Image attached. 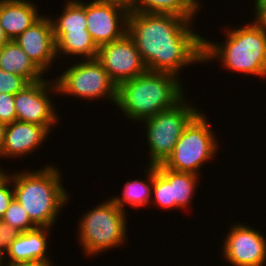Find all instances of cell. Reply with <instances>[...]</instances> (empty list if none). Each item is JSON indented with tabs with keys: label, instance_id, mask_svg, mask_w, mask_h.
<instances>
[{
	"label": "cell",
	"instance_id": "cell-1",
	"mask_svg": "<svg viewBox=\"0 0 266 266\" xmlns=\"http://www.w3.org/2000/svg\"><path fill=\"white\" fill-rule=\"evenodd\" d=\"M194 21L173 14L132 11L127 33L149 71L179 77L185 66L204 64V37L191 26Z\"/></svg>",
	"mask_w": 266,
	"mask_h": 266
},
{
	"label": "cell",
	"instance_id": "cell-2",
	"mask_svg": "<svg viewBox=\"0 0 266 266\" xmlns=\"http://www.w3.org/2000/svg\"><path fill=\"white\" fill-rule=\"evenodd\" d=\"M182 80L170 73L147 70L117 86L115 105L130 122L140 123L159 112L175 107L186 97Z\"/></svg>",
	"mask_w": 266,
	"mask_h": 266
},
{
	"label": "cell",
	"instance_id": "cell-3",
	"mask_svg": "<svg viewBox=\"0 0 266 266\" xmlns=\"http://www.w3.org/2000/svg\"><path fill=\"white\" fill-rule=\"evenodd\" d=\"M13 182L14 198L37 227L53 228L58 214L69 202L59 167L44 165L34 171L7 172Z\"/></svg>",
	"mask_w": 266,
	"mask_h": 266
},
{
	"label": "cell",
	"instance_id": "cell-4",
	"mask_svg": "<svg viewBox=\"0 0 266 266\" xmlns=\"http://www.w3.org/2000/svg\"><path fill=\"white\" fill-rule=\"evenodd\" d=\"M247 23L237 28L230 26L226 29L229 26H225V43H214L204 38V63L216 59L229 72L259 76L266 80V28L255 18Z\"/></svg>",
	"mask_w": 266,
	"mask_h": 266
},
{
	"label": "cell",
	"instance_id": "cell-5",
	"mask_svg": "<svg viewBox=\"0 0 266 266\" xmlns=\"http://www.w3.org/2000/svg\"><path fill=\"white\" fill-rule=\"evenodd\" d=\"M127 217L111 198L83 213L77 233L84 254L95 257L127 242Z\"/></svg>",
	"mask_w": 266,
	"mask_h": 266
},
{
	"label": "cell",
	"instance_id": "cell-6",
	"mask_svg": "<svg viewBox=\"0 0 266 266\" xmlns=\"http://www.w3.org/2000/svg\"><path fill=\"white\" fill-rule=\"evenodd\" d=\"M204 114L200 112L185 128L173 152L162 164L165 168L200 175L201 167L215 158L219 145L210 121Z\"/></svg>",
	"mask_w": 266,
	"mask_h": 266
},
{
	"label": "cell",
	"instance_id": "cell-7",
	"mask_svg": "<svg viewBox=\"0 0 266 266\" xmlns=\"http://www.w3.org/2000/svg\"><path fill=\"white\" fill-rule=\"evenodd\" d=\"M186 97L175 107L142 120L149 149V165L163 164L189 123L203 110L188 104Z\"/></svg>",
	"mask_w": 266,
	"mask_h": 266
},
{
	"label": "cell",
	"instance_id": "cell-8",
	"mask_svg": "<svg viewBox=\"0 0 266 266\" xmlns=\"http://www.w3.org/2000/svg\"><path fill=\"white\" fill-rule=\"evenodd\" d=\"M58 94L95 100L107 98L113 105L117 100V85L110 79L102 64L95 59L78 61L54 80Z\"/></svg>",
	"mask_w": 266,
	"mask_h": 266
},
{
	"label": "cell",
	"instance_id": "cell-9",
	"mask_svg": "<svg viewBox=\"0 0 266 266\" xmlns=\"http://www.w3.org/2000/svg\"><path fill=\"white\" fill-rule=\"evenodd\" d=\"M50 92L51 95H58V88L54 79L50 81L47 78L29 83L18 91L14 95L17 120L45 126L49 131H53L59 117Z\"/></svg>",
	"mask_w": 266,
	"mask_h": 266
},
{
	"label": "cell",
	"instance_id": "cell-10",
	"mask_svg": "<svg viewBox=\"0 0 266 266\" xmlns=\"http://www.w3.org/2000/svg\"><path fill=\"white\" fill-rule=\"evenodd\" d=\"M198 181L200 183V175L167 169L162 164L153 165L152 196L155 198L152 197L151 203L160 209L185 211L191 207Z\"/></svg>",
	"mask_w": 266,
	"mask_h": 266
},
{
	"label": "cell",
	"instance_id": "cell-11",
	"mask_svg": "<svg viewBox=\"0 0 266 266\" xmlns=\"http://www.w3.org/2000/svg\"><path fill=\"white\" fill-rule=\"evenodd\" d=\"M236 223L223 239L222 258L232 266L266 265V235L257 228Z\"/></svg>",
	"mask_w": 266,
	"mask_h": 266
},
{
	"label": "cell",
	"instance_id": "cell-12",
	"mask_svg": "<svg viewBox=\"0 0 266 266\" xmlns=\"http://www.w3.org/2000/svg\"><path fill=\"white\" fill-rule=\"evenodd\" d=\"M96 59L117 86L148 70L128 33L116 41L101 45L98 48Z\"/></svg>",
	"mask_w": 266,
	"mask_h": 266
},
{
	"label": "cell",
	"instance_id": "cell-13",
	"mask_svg": "<svg viewBox=\"0 0 266 266\" xmlns=\"http://www.w3.org/2000/svg\"><path fill=\"white\" fill-rule=\"evenodd\" d=\"M129 12L119 6L98 2H86L87 31L100 47L116 41L127 33Z\"/></svg>",
	"mask_w": 266,
	"mask_h": 266
},
{
	"label": "cell",
	"instance_id": "cell-14",
	"mask_svg": "<svg viewBox=\"0 0 266 266\" xmlns=\"http://www.w3.org/2000/svg\"><path fill=\"white\" fill-rule=\"evenodd\" d=\"M14 41L45 75L46 72H50L57 55L53 26L49 15H43Z\"/></svg>",
	"mask_w": 266,
	"mask_h": 266
},
{
	"label": "cell",
	"instance_id": "cell-15",
	"mask_svg": "<svg viewBox=\"0 0 266 266\" xmlns=\"http://www.w3.org/2000/svg\"><path fill=\"white\" fill-rule=\"evenodd\" d=\"M51 229L37 227L23 233L7 235L4 245V262L53 263L47 255L49 248L47 240H49Z\"/></svg>",
	"mask_w": 266,
	"mask_h": 266
},
{
	"label": "cell",
	"instance_id": "cell-16",
	"mask_svg": "<svg viewBox=\"0 0 266 266\" xmlns=\"http://www.w3.org/2000/svg\"><path fill=\"white\" fill-rule=\"evenodd\" d=\"M50 133L45 126L34 123L16 120L7 124L1 158L11 160L12 158L19 157L20 159V157L24 156L25 158V156L31 155L40 148L42 143L46 142Z\"/></svg>",
	"mask_w": 266,
	"mask_h": 266
},
{
	"label": "cell",
	"instance_id": "cell-17",
	"mask_svg": "<svg viewBox=\"0 0 266 266\" xmlns=\"http://www.w3.org/2000/svg\"><path fill=\"white\" fill-rule=\"evenodd\" d=\"M29 0H0V25L9 40H14L43 15Z\"/></svg>",
	"mask_w": 266,
	"mask_h": 266
},
{
	"label": "cell",
	"instance_id": "cell-18",
	"mask_svg": "<svg viewBox=\"0 0 266 266\" xmlns=\"http://www.w3.org/2000/svg\"><path fill=\"white\" fill-rule=\"evenodd\" d=\"M0 68L23 77L28 83H34L45 78V73L14 40H9L0 48Z\"/></svg>",
	"mask_w": 266,
	"mask_h": 266
},
{
	"label": "cell",
	"instance_id": "cell-19",
	"mask_svg": "<svg viewBox=\"0 0 266 266\" xmlns=\"http://www.w3.org/2000/svg\"><path fill=\"white\" fill-rule=\"evenodd\" d=\"M58 59L64 56H78L82 60L95 59L98 46L89 32L53 31ZM61 56V57H59Z\"/></svg>",
	"mask_w": 266,
	"mask_h": 266
},
{
	"label": "cell",
	"instance_id": "cell-20",
	"mask_svg": "<svg viewBox=\"0 0 266 266\" xmlns=\"http://www.w3.org/2000/svg\"><path fill=\"white\" fill-rule=\"evenodd\" d=\"M144 174L147 175L145 179H133L125 182L123 186L122 195L117 197H110L112 201L126 212V206L133 208L146 207L151 204L152 187H153V165H147L144 169ZM147 178V179H146Z\"/></svg>",
	"mask_w": 266,
	"mask_h": 266
},
{
	"label": "cell",
	"instance_id": "cell-21",
	"mask_svg": "<svg viewBox=\"0 0 266 266\" xmlns=\"http://www.w3.org/2000/svg\"><path fill=\"white\" fill-rule=\"evenodd\" d=\"M132 11L173 14L193 20L199 9L190 0H134Z\"/></svg>",
	"mask_w": 266,
	"mask_h": 266
},
{
	"label": "cell",
	"instance_id": "cell-22",
	"mask_svg": "<svg viewBox=\"0 0 266 266\" xmlns=\"http://www.w3.org/2000/svg\"><path fill=\"white\" fill-rule=\"evenodd\" d=\"M65 0L60 15L50 16L53 31L88 32L86 23V1Z\"/></svg>",
	"mask_w": 266,
	"mask_h": 266
},
{
	"label": "cell",
	"instance_id": "cell-23",
	"mask_svg": "<svg viewBox=\"0 0 266 266\" xmlns=\"http://www.w3.org/2000/svg\"><path fill=\"white\" fill-rule=\"evenodd\" d=\"M7 235L33 230L37 226L30 220L26 210L13 198L1 218Z\"/></svg>",
	"mask_w": 266,
	"mask_h": 266
},
{
	"label": "cell",
	"instance_id": "cell-24",
	"mask_svg": "<svg viewBox=\"0 0 266 266\" xmlns=\"http://www.w3.org/2000/svg\"><path fill=\"white\" fill-rule=\"evenodd\" d=\"M29 84L23 77L0 68V93L15 95Z\"/></svg>",
	"mask_w": 266,
	"mask_h": 266
},
{
	"label": "cell",
	"instance_id": "cell-25",
	"mask_svg": "<svg viewBox=\"0 0 266 266\" xmlns=\"http://www.w3.org/2000/svg\"><path fill=\"white\" fill-rule=\"evenodd\" d=\"M17 120L14 95L0 93V122L10 124Z\"/></svg>",
	"mask_w": 266,
	"mask_h": 266
},
{
	"label": "cell",
	"instance_id": "cell-26",
	"mask_svg": "<svg viewBox=\"0 0 266 266\" xmlns=\"http://www.w3.org/2000/svg\"><path fill=\"white\" fill-rule=\"evenodd\" d=\"M13 198H14L13 182L6 175L0 181V219L3 217L5 211L7 210Z\"/></svg>",
	"mask_w": 266,
	"mask_h": 266
},
{
	"label": "cell",
	"instance_id": "cell-27",
	"mask_svg": "<svg viewBox=\"0 0 266 266\" xmlns=\"http://www.w3.org/2000/svg\"><path fill=\"white\" fill-rule=\"evenodd\" d=\"M96 1L119 6L127 10L129 13L132 12V6L134 3V0H96Z\"/></svg>",
	"mask_w": 266,
	"mask_h": 266
},
{
	"label": "cell",
	"instance_id": "cell-28",
	"mask_svg": "<svg viewBox=\"0 0 266 266\" xmlns=\"http://www.w3.org/2000/svg\"><path fill=\"white\" fill-rule=\"evenodd\" d=\"M3 266H54V264L45 262H4Z\"/></svg>",
	"mask_w": 266,
	"mask_h": 266
},
{
	"label": "cell",
	"instance_id": "cell-29",
	"mask_svg": "<svg viewBox=\"0 0 266 266\" xmlns=\"http://www.w3.org/2000/svg\"><path fill=\"white\" fill-rule=\"evenodd\" d=\"M252 2H254L253 18H255L266 7V0H254Z\"/></svg>",
	"mask_w": 266,
	"mask_h": 266
},
{
	"label": "cell",
	"instance_id": "cell-30",
	"mask_svg": "<svg viewBox=\"0 0 266 266\" xmlns=\"http://www.w3.org/2000/svg\"><path fill=\"white\" fill-rule=\"evenodd\" d=\"M255 19L266 28V7L255 17Z\"/></svg>",
	"mask_w": 266,
	"mask_h": 266
},
{
	"label": "cell",
	"instance_id": "cell-31",
	"mask_svg": "<svg viewBox=\"0 0 266 266\" xmlns=\"http://www.w3.org/2000/svg\"><path fill=\"white\" fill-rule=\"evenodd\" d=\"M5 128H6V124L0 122V159H1V152H2V148L4 144Z\"/></svg>",
	"mask_w": 266,
	"mask_h": 266
},
{
	"label": "cell",
	"instance_id": "cell-32",
	"mask_svg": "<svg viewBox=\"0 0 266 266\" xmlns=\"http://www.w3.org/2000/svg\"><path fill=\"white\" fill-rule=\"evenodd\" d=\"M7 234L4 231L3 223L0 219V246H4L6 242Z\"/></svg>",
	"mask_w": 266,
	"mask_h": 266
},
{
	"label": "cell",
	"instance_id": "cell-33",
	"mask_svg": "<svg viewBox=\"0 0 266 266\" xmlns=\"http://www.w3.org/2000/svg\"><path fill=\"white\" fill-rule=\"evenodd\" d=\"M9 41L8 37L6 36L4 30L0 25V48Z\"/></svg>",
	"mask_w": 266,
	"mask_h": 266
},
{
	"label": "cell",
	"instance_id": "cell-34",
	"mask_svg": "<svg viewBox=\"0 0 266 266\" xmlns=\"http://www.w3.org/2000/svg\"><path fill=\"white\" fill-rule=\"evenodd\" d=\"M4 265V246H0V266Z\"/></svg>",
	"mask_w": 266,
	"mask_h": 266
},
{
	"label": "cell",
	"instance_id": "cell-35",
	"mask_svg": "<svg viewBox=\"0 0 266 266\" xmlns=\"http://www.w3.org/2000/svg\"><path fill=\"white\" fill-rule=\"evenodd\" d=\"M190 1L200 10L201 8L200 4H202V2H199V1L201 0H190Z\"/></svg>",
	"mask_w": 266,
	"mask_h": 266
},
{
	"label": "cell",
	"instance_id": "cell-36",
	"mask_svg": "<svg viewBox=\"0 0 266 266\" xmlns=\"http://www.w3.org/2000/svg\"><path fill=\"white\" fill-rule=\"evenodd\" d=\"M7 175V172L0 167V181Z\"/></svg>",
	"mask_w": 266,
	"mask_h": 266
}]
</instances>
